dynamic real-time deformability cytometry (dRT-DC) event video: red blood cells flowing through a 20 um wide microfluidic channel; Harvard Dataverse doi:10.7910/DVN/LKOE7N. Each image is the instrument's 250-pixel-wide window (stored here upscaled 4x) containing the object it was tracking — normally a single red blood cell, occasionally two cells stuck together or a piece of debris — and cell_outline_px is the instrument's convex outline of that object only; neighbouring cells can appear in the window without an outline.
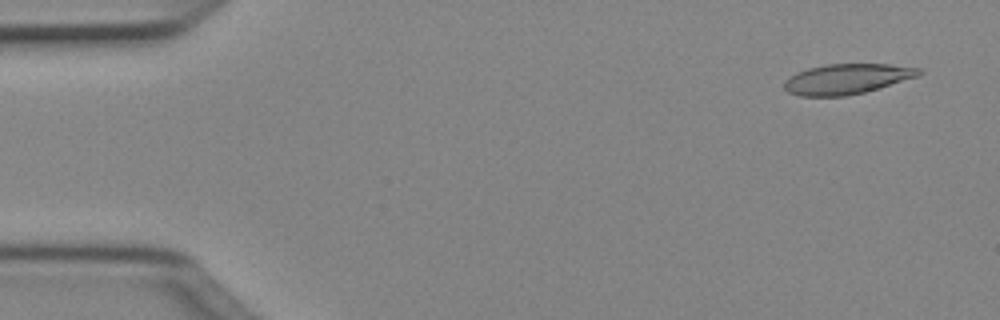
{"species": "Egyptian fruit bat (a non-hibernating species)", "species_latin": "Rousettus aegyptiacus", "temperature_condition": "cold", "stored_images_in_passage": 50, "camera_frame_rate_fps": 3000, "um_per_image_px": 0.085, "animal": {"sex": "female"}, "frame": {"image": 1, "passage_image": 3, "time_ms": 0.667, "image_size_px": [1000, 320], "cell_outline_px": [[924, 72], [920, 76], [880, 88], [864, 92], [844, 96], [800, 96], [788, 92], [784, 88], [784, 80], [796, 72], [808, 68], [828, 64], [888, 64], [920, 68]], "centroid_in_image_um": [72.01, 6.71], "position_along_channel_um": 13.0, "area_um2": 23.87}}
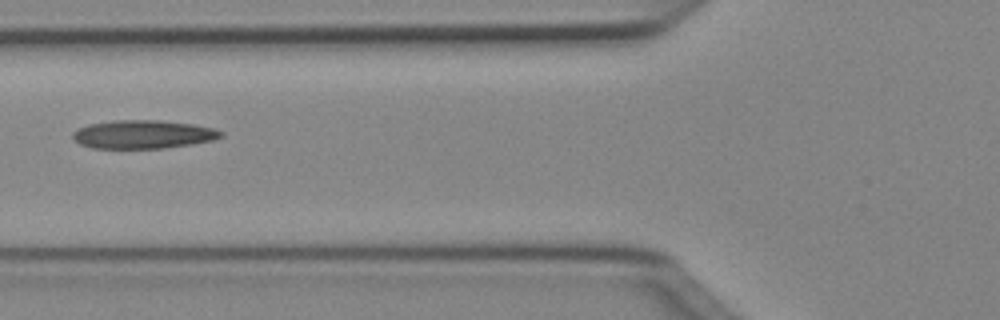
{"frame": {"image": 2, "passage_image": 19, "time_ms": 6.0, "image_size_px": [1000, 320], "cell_outline_px": [[224, 136], [212, 140], [192, 144], [164, 148], [92, 148], [80, 144], [72, 136], [72, 132], [88, 124], [112, 120], [160, 120], [192, 124], [216, 128], [224, 132]], "centroid_in_image_um": [12.19, 11.41], "position_along_channel_um": 113.6, "area_um2": 24.62}}
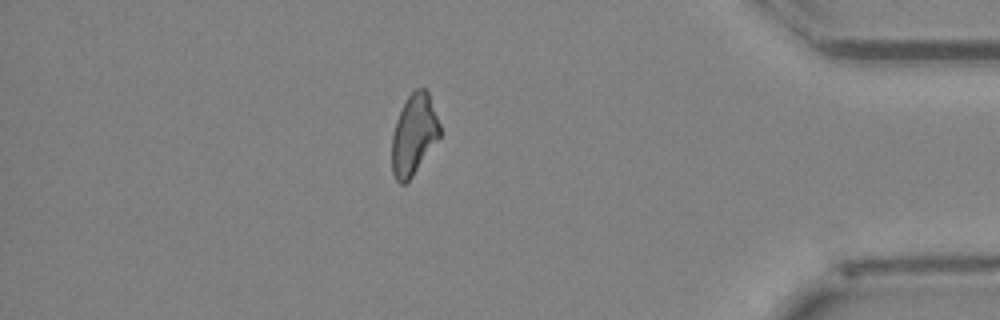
{"frame": {"image": 3, "passage_image": 43, "time_ms": 14.0, "image_size_px": [1000, 320], "cell_outline_px": [[440, 136], [412, 176], [404, 184], [400, 184], [396, 180], [392, 172], [392, 136], [396, 120], [408, 96], [416, 88], [424, 88], [428, 92], [440, 124]], "centroid_in_image_um": [35.17, 11.44], "position_along_channel_um": 400.0, "area_um2": 22.2}, "authors_computed_cell_mechanics": {"area_um2": 23.987, "velocity_mm_per_s": 4.0476, "shape_relaxation_time_tau1_ms": null, "shape_relaxation_time_tau2_ms": 5.7728, "deformation_change_tau1": null, "deformation_change_tau2": 0.1537}}